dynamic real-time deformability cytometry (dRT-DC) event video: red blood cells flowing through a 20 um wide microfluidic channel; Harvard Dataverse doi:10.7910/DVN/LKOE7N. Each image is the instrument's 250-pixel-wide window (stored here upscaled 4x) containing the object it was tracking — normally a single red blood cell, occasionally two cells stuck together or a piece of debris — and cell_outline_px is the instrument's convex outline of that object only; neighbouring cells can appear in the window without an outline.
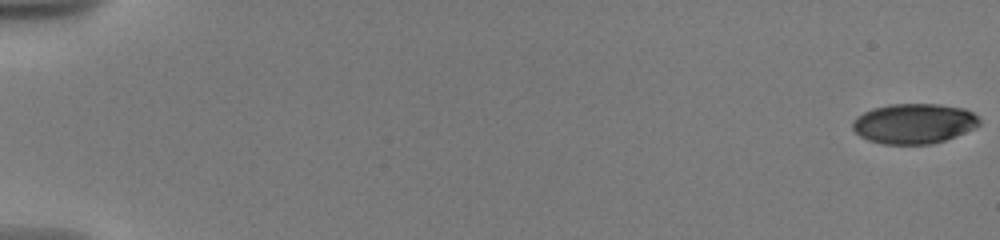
{"species": "human", "species_latin": "Homo sapiens", "temperature_condition": "warm", "stored_images_in_passage": 40, "camera_frame_rate_fps": 3000, "um_per_image_px": 0.085, "donor": {"sex": "male"}, "frame": {"image": 1, "passage_image": 1, "time_ms": 0.0, "image_size_px": [1000, 240], "cell_outline_px": [[980, 124], [964, 132], [944, 140], [932, 144], [884, 144], [868, 140], [860, 136], [852, 128], [852, 120], [856, 116], [872, 108], [888, 104], [940, 104], [964, 108], [972, 112], [980, 120]], "centroid_in_image_um": [77.64, 10.49], "position_along_channel_um": 7.4, "area_um2": 29.59}}
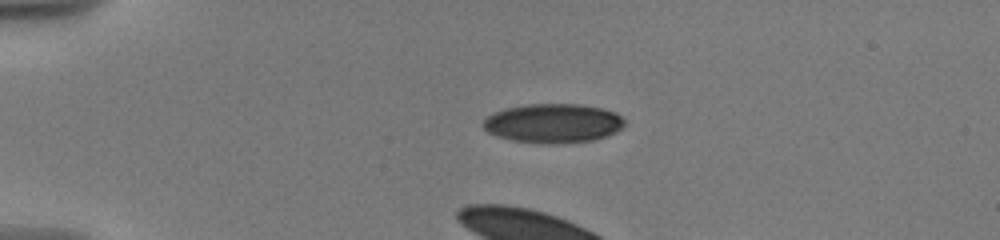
{"frame": {"image": 2, "passage_image": 28, "time_ms": 4.667, "image_size_px": [1000, 240], "cell_outline_px": [[624, 128], [608, 136], [592, 140], [552, 144], [548, 144], [512, 140], [496, 136], [488, 132], [480, 124], [488, 116], [504, 108], [528, 104], [580, 104], [600, 108], [616, 112], [624, 120]], "centroid_in_image_um": [47.02, 10.48], "position_along_channel_um": 38.0, "area_um2": 32.37}}